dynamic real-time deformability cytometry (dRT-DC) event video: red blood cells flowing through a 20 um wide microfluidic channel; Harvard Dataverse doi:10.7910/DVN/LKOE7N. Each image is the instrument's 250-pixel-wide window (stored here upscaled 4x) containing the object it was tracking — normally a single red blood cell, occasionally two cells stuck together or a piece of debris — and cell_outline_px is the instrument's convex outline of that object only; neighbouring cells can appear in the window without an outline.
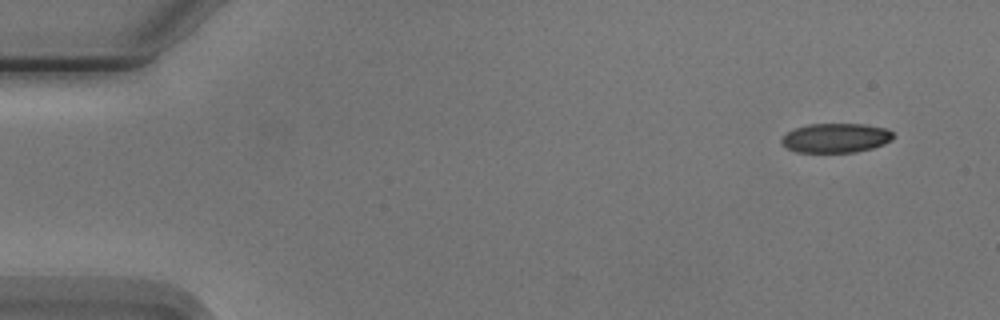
{"species": "Egyptian fruit bat (a non-hibernating species)", "species_latin": "Rousettus aegyptiacus", "temperature_condition": "cold", "stored_images_in_passage": 5, "camera_frame_rate_fps": 3000, "um_per_image_px": 0.085, "animal": {"sex": "male"}, "frame": {"image": 1, "passage_image": 5, "time_ms": 5.667, "image_size_px": [1000, 320], "cell_outline_px": [[892, 140], [884, 144], [872, 148], [856, 152], [796, 152], [788, 148], [780, 140], [788, 132], [796, 128], [808, 124], [864, 124], [888, 128], [892, 132]], "centroid_in_image_um": [71.08, 11.72], "position_along_channel_um": 13.9, "area_um2": 19.02}}